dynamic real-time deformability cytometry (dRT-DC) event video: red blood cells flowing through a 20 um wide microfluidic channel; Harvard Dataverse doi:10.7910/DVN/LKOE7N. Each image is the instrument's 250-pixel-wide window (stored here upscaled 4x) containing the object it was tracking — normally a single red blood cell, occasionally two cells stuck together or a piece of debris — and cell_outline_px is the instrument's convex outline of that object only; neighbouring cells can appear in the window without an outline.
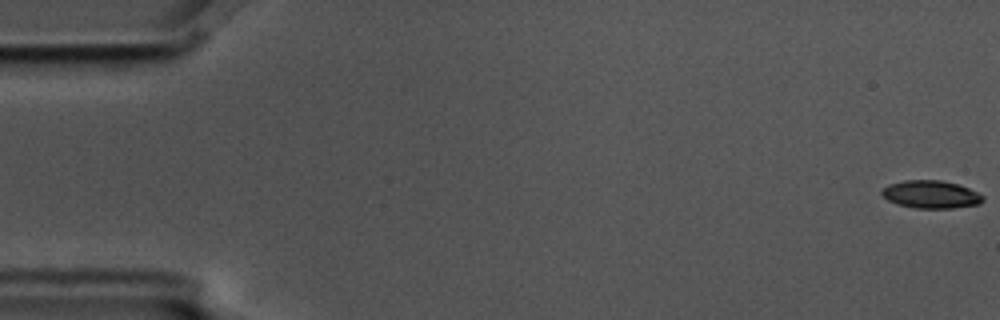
{"species": "common noctule bat (a hibernating species)", "species_latin": "Nyctalus noctula", "temperature_condition": "cold", "stored_images_in_passage": 5, "camera_frame_rate_fps": 3000, "um_per_image_px": 0.085, "animal": {"sex": "male", "body_mass_g": 17.5, "forearm_length_mm": 52.3}, "frame": {"image": 1, "passage_image": 1, "time_ms": 0.0, "image_size_px": [1000, 320], "cell_outline_px": [[984, 200], [980, 204], [952, 208], [916, 208], [896, 204], [888, 200], [880, 192], [888, 184], [904, 180], [940, 180], [960, 184], [984, 196]], "centroid_in_image_um": [79.13, 16.52], "position_along_channel_um": 5.9, "area_um2": 16.42}}
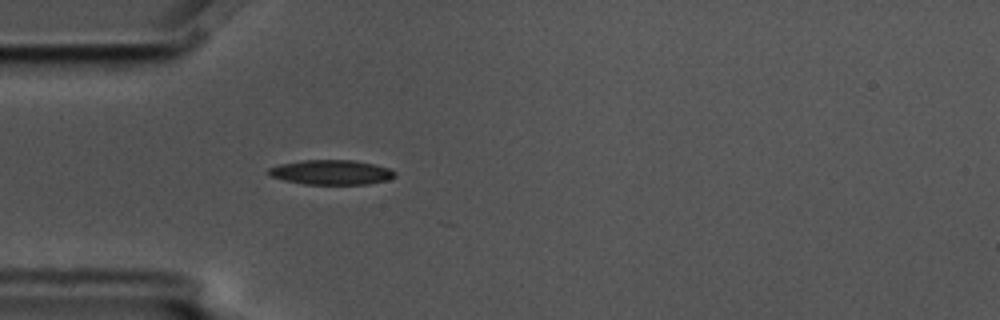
{"frame": {"image": 2, "passage_image": 5, "time_ms": 1.333, "image_size_px": [1000, 320], "cell_outline_px": [[396, 176], [388, 180], [368, 184], [304, 184], [284, 180], [272, 176], [268, 172], [268, 168], [280, 164], [304, 160], [352, 160], [376, 164], [388, 168], [396, 172]], "centroid_in_image_um": [28.2, 14.64], "position_along_channel_um": 56.8, "area_um2": 18.15}}